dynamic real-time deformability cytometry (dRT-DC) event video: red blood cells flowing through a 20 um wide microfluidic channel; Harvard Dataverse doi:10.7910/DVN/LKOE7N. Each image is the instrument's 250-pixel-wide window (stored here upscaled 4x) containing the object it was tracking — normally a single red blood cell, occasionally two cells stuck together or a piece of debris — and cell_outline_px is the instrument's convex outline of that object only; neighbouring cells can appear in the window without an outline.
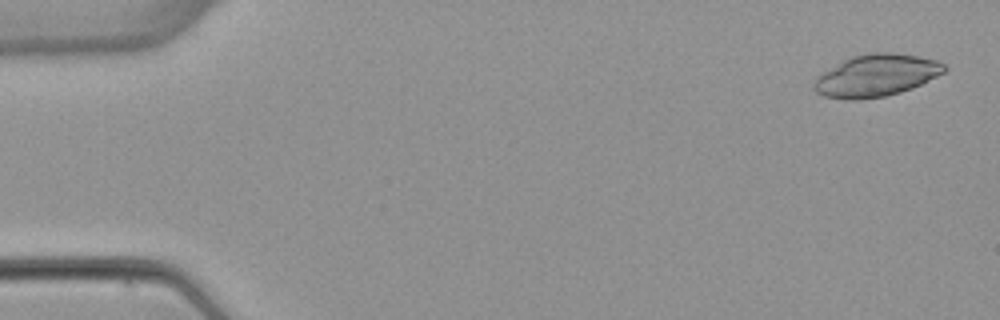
{"species": "common noctule bat (a hibernating species)", "species_latin": "Nyctalus noctula", "temperature_condition": "warm", "stored_images_in_passage": 5, "camera_frame_rate_fps": 3000, "um_per_image_px": 0.085, "animal": {"sex": "female", "body_mass_g": 22.7, "forearm_length_mm": 54.2}, "frame": {"image": 1, "passage_image": 1, "time_ms": 0.0, "image_size_px": [1000, 320], "cell_outline_px": [[948, 68], [944, 72], [912, 88], [900, 92], [884, 96], [860, 100], [848, 100], [824, 96], [816, 92], [812, 88], [812, 84], [816, 76], [844, 60], [852, 56], [872, 52], [892, 52], [920, 56], [936, 60], [944, 64]], "centroid_in_image_um": [74.45, 6.42], "position_along_channel_um": 10.5, "area_um2": 32.02}}
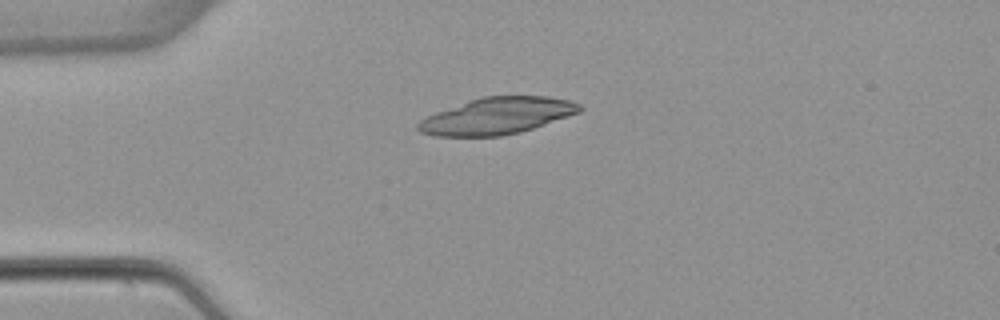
{"frame": {"image": 2, "passage_image": 4, "time_ms": 3.667, "image_size_px": [1000, 320], "cell_outline_px": [[584, 108], [580, 112], [520, 132], [500, 136], [436, 136], [420, 132], [416, 128], [416, 124], [420, 120], [436, 112], [468, 100], [480, 96], [548, 96], [568, 100], [580, 104]], "centroid_in_image_um": [42.23, 9.84], "position_along_channel_um": 42.8, "area_um2": 34.39}}